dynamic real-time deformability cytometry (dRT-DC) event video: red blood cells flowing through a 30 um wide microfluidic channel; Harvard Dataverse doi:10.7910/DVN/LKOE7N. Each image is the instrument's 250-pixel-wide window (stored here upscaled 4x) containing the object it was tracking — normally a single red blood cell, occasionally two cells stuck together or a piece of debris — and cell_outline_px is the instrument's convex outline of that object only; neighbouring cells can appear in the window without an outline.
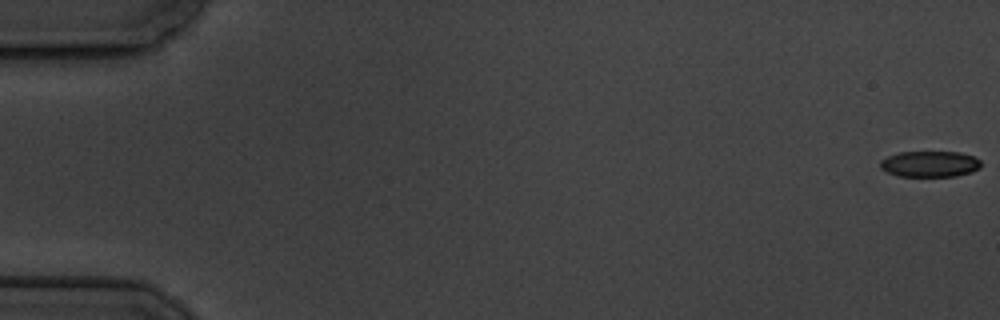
{"species": "common noctule bat (a hibernating species)", "species_latin": "Nyctalus noctula", "temperature_condition": "cold", "stored_images_in_passage": 16, "camera_frame_rate_fps": 3000, "um_per_image_px": 0.085, "animal": {"sex": "male", "body_mass_g": 19.5, "forearm_length_mm": 54.6}, "frame": {"image": 1, "passage_image": 1, "time_ms": 0.0, "image_size_px": [1000, 320], "cell_outline_px": [[980, 168], [972, 172], [956, 176], [900, 176], [888, 172], [880, 168], [880, 160], [888, 156], [900, 152], [960, 152], [972, 156], [980, 160]], "centroid_in_image_um": [79.04, 13.94], "position_along_channel_um": 6.0, "area_um2": 15.2}}
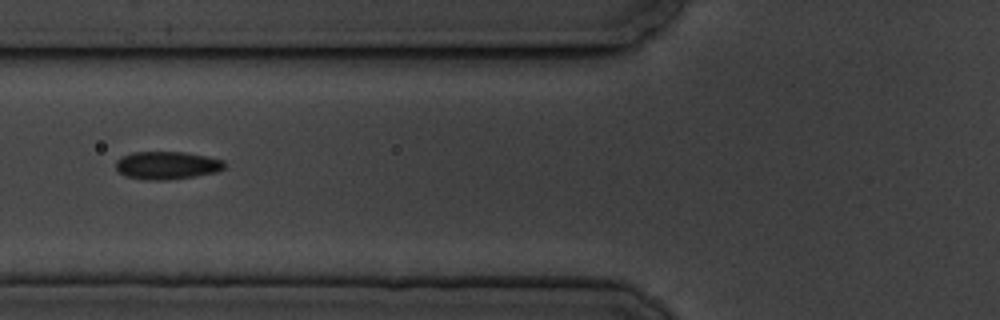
{"frame": {"image": 2, "passage_image": 7, "time_ms": 7.667, "image_size_px": [1000, 320], "cell_outline_px": [[224, 168], [216, 172], [168, 180], [148, 180], [124, 176], [116, 172], [116, 160], [120, 156], [132, 152], [184, 152], [208, 156], [224, 160]], "centroid_in_image_um": [14.14, 14.05], "position_along_channel_um": 111.7, "area_um2": 17.8}}
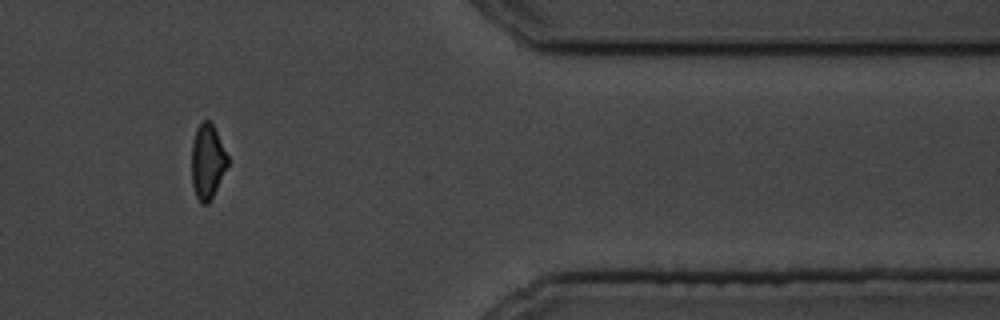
{"frame": {"image": 3, "passage_image": 14, "time_ms": 16.667, "image_size_px": [1000, 320], "cell_outline_px": [[228, 164], [212, 200], [208, 204], [200, 204], [196, 196], [192, 184], [192, 140], [196, 128], [204, 120], [208, 120], [212, 124], [228, 156]], "centroid_in_image_um": [17.62, 13.78], "position_along_channel_um": 393.8, "area_um2": 15.72}, "authors_computed_cell_mechanics": {"area_um2": 16.9065, "velocity_mm_per_s": 3.4005, "shape_relaxation_time_tau1_ms": 6.4515, "shape_relaxation_time_tau2_ms": 2.5037, "deformation_change_tau1": 0.1062, "deformation_change_tau2": 0.0634}}